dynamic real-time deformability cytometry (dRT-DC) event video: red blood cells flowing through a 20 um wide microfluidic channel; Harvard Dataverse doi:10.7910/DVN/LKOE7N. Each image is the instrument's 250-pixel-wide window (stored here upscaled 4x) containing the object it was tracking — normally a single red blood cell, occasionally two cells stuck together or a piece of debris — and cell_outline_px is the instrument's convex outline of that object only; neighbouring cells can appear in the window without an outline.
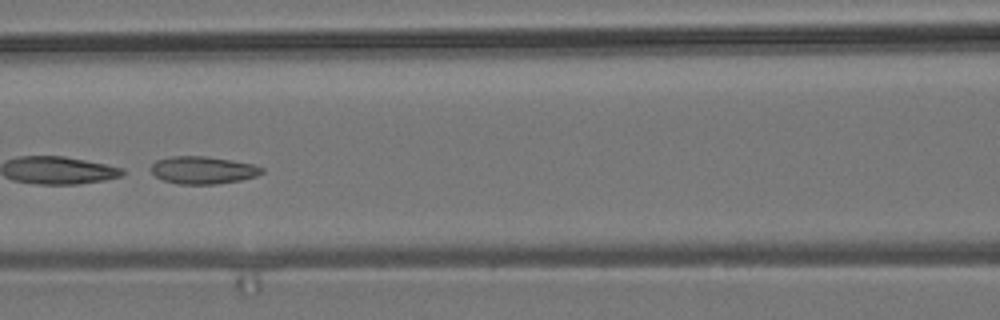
{"species": "common noctule bat (a hibernating species)", "species_latin": "Nyctalus noctula", "temperature_condition": "room temperature", "stored_images_in_passage": 8, "camera_frame_rate_fps": 3000, "um_per_image_px": 0.085, "animal": {"sex": "male", "body_mass_g": 19.2, "forearm_length_mm": 51.8}, "frame": {"image": 1, "passage_image": 6, "time_ms": 7.333, "image_size_px": [1000, 320], "cell_outline_px": [[264, 172], [256, 176], [240, 180], [216, 184], [180, 184], [164, 180], [156, 176], [152, 172], [152, 164], [156, 160], [172, 156], [204, 156], [232, 160], [252, 164], [264, 168]], "centroid_in_image_um": [17.27, 14.45], "position_along_channel_um": 149.3, "area_um2": 17.63}}
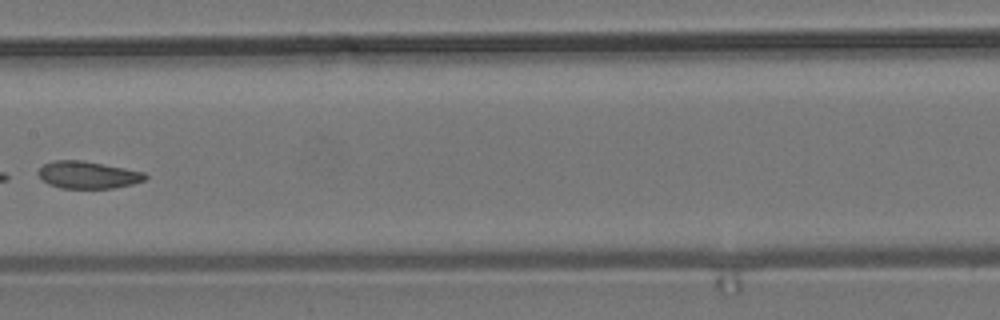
{"frame": {"image": 2, "passage_image": 7, "time_ms": 8.667, "image_size_px": [1000, 320], "cell_outline_px": [[148, 176], [144, 180], [132, 184], [112, 188], [60, 188], [48, 184], [36, 172], [44, 164], [56, 160], [84, 160], [144, 172]], "centroid_in_image_um": [7.46, 14.86], "position_along_channel_um": 199.9, "area_um2": 16.88}}
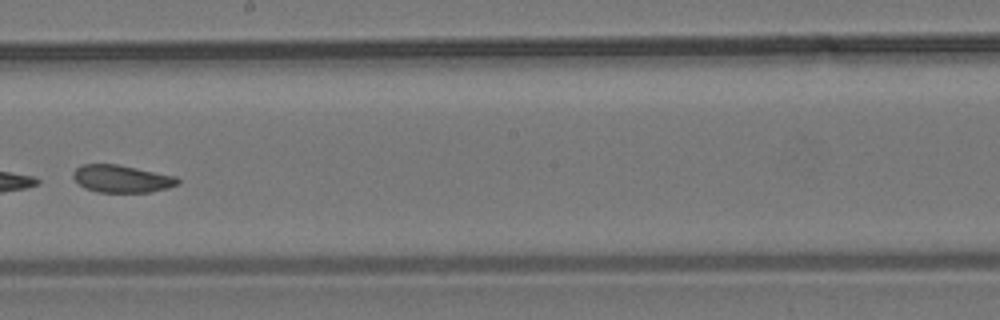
{"frame": {"image": 3, "passage_image": 8, "time_ms": 9.667, "image_size_px": [1000, 320], "cell_outline_px": [[180, 184], [168, 188], [152, 192], [96, 192], [84, 188], [72, 176], [72, 172], [76, 168], [84, 164], [116, 164], [176, 176], [180, 180]], "centroid_in_image_um": [10.36, 15.2], "position_along_channel_um": 237.8, "area_um2": 16.76}}